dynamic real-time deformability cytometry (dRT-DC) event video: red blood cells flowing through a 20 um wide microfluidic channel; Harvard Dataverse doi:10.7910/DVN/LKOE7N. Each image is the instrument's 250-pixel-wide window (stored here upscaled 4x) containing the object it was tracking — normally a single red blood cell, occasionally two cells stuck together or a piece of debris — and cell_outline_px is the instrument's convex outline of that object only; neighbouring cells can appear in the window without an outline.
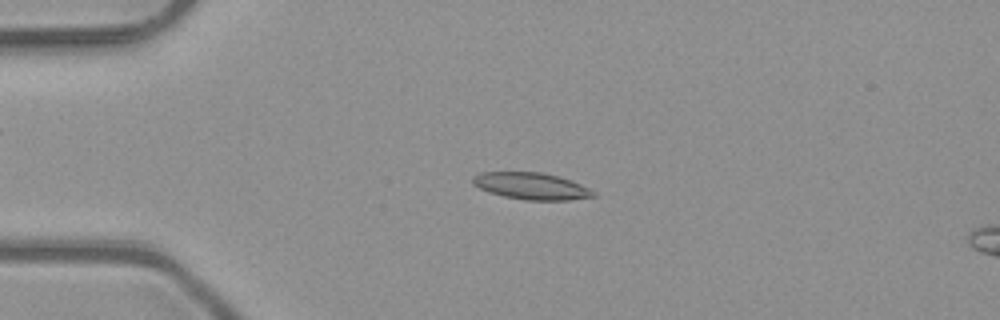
{"species": "common noctule bat (a hibernating species)", "species_latin": "Nyctalus noctula", "temperature_condition": "room temperature", "stored_images_in_passage": 39, "camera_frame_rate_fps": 3000, "um_per_image_px": 0.085, "animal": {"sex": "male", "body_mass_g": 23.1, "forearm_length_mm": 52.7}, "frame": {"image": 1, "passage_image": 12, "time_ms": 3.667, "image_size_px": [1000, 320], "cell_outline_px": [[596, 196], [568, 200], [524, 200], [504, 196], [488, 192], [472, 184], [472, 176], [480, 172], [540, 172], [572, 180], [596, 192]], "centroid_in_image_um": [45.14, 15.81], "position_along_channel_um": 39.9, "area_um2": 18.84}}
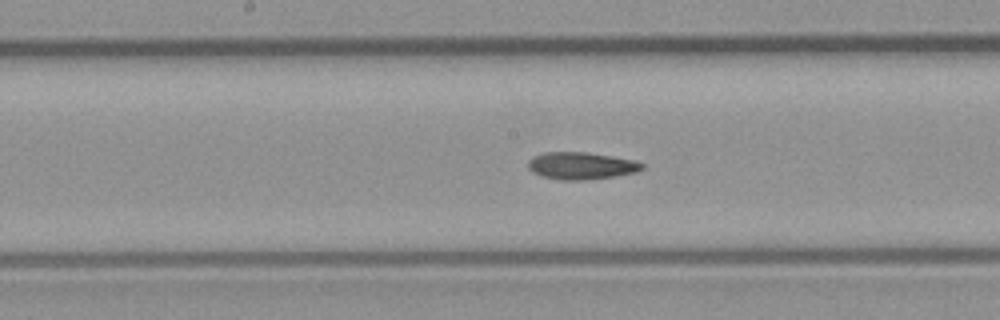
{"frame": {"image": 2, "passage_image": 26, "time_ms": 8.333, "image_size_px": [1000, 320], "cell_outline_px": [[644, 168], [636, 172], [612, 176], [584, 180], [560, 180], [540, 176], [532, 172], [528, 168], [528, 160], [532, 156], [544, 152], [584, 152], [636, 160], [644, 164]], "centroid_in_image_um": [49.36, 14.08], "position_along_channel_um": 198.8, "area_um2": 18.09}}
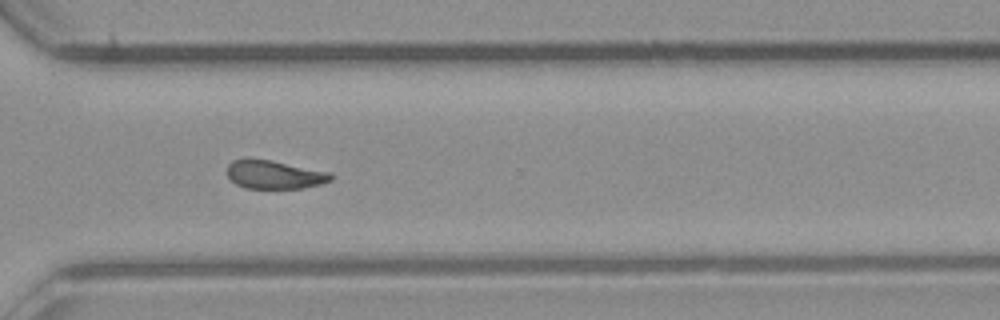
{"frame": {"image": 3, "passage_image": 37, "time_ms": 12.0, "image_size_px": [1000, 320], "cell_outline_px": [[336, 176], [332, 180], [320, 184], [304, 188], [244, 188], [236, 184], [228, 176], [228, 164], [232, 160], [268, 160], [332, 172]], "centroid_in_image_um": [23.39, 14.86], "position_along_channel_um": 347.2, "area_um2": 16.99}, "authors_computed_cell_mechanics": {"area_um2": 18.5538, "velocity_mm_per_s": 4.0558, "shape_relaxation_time_tau1_ms": 8.4428, "shape_relaxation_time_tau2_ms": 7.7599, "deformation_change_tau1": 0.1864, "deformation_change_tau2": 0.1645}}